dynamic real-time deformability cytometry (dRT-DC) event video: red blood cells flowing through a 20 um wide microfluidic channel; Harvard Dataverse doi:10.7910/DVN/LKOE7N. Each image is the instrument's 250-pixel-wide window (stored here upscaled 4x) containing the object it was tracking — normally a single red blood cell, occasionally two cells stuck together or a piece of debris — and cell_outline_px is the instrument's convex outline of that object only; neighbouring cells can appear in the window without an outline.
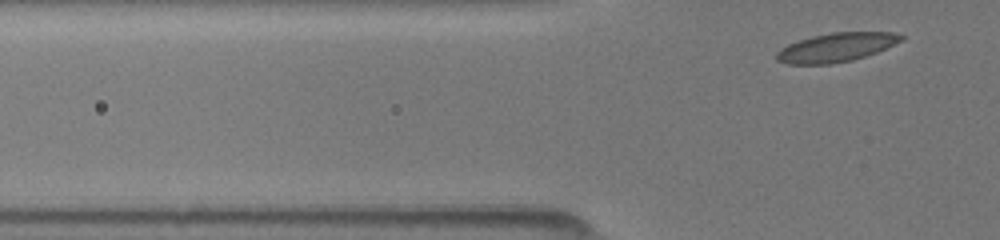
{"species": "common noctule bat (a hibernating species)", "species_latin": "Nyctalus noctula", "temperature_condition": "room temperature", "stored_images_in_passage": 6, "segment_of_instrument_passage": [2, 2], "camera_frame_rate_fps": 3000, "um_per_image_px": 0.085, "animal": {"sex": "female", "body_mass_g": 19.5, "forearm_length_mm": 54.1}, "frame": {"image": 1, "passage_image": 6, "time_ms": 3.667, "image_size_px": [1000, 240], "cell_outline_px": [[904, 40], [876, 52], [852, 60], [828, 64], [788, 64], [776, 60], [776, 52], [780, 48], [788, 44], [812, 36], [832, 32], [892, 32], [904, 36]], "centroid_in_image_um": [71.06, 4.02], "position_along_channel_um": 54.7, "area_um2": 20.87}}